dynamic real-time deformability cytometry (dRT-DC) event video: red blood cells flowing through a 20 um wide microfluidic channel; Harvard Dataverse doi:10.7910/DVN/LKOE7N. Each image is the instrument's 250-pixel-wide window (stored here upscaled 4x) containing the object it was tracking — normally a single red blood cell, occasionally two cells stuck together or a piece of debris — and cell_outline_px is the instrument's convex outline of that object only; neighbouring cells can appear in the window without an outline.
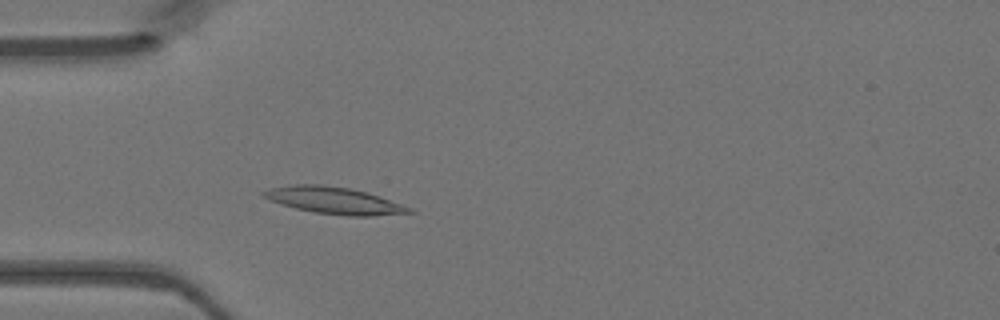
{"species": "Egyptian fruit bat (a non-hibernating species)", "species_latin": "Rousettus aegyptiacus", "temperature_condition": "warm", "stored_images_in_passage": 45, "camera_frame_rate_fps": 3000, "um_per_image_px": 0.085, "animal": {"sex": "female"}, "frame": {"image": 1, "passage_image": 11, "time_ms": 3.333, "image_size_px": [1000, 320], "cell_outline_px": [[416, 212], [372, 216], [348, 216], [312, 212], [296, 208], [272, 200], [264, 196], [260, 192], [272, 188], [292, 184], [320, 184], [348, 188], [364, 192], [412, 208]], "centroid_in_image_um": [28.4, 17.05], "position_along_channel_um": 56.6, "area_um2": 22.25}}
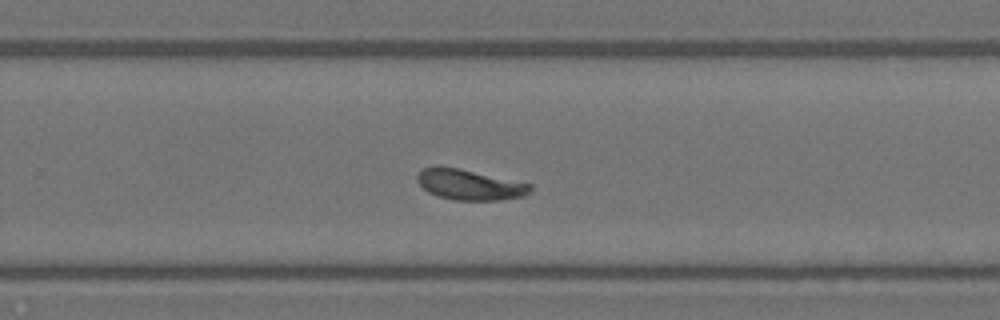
{"frame": {"image": 2, "passage_image": 28, "time_ms": 9.0, "image_size_px": [1000, 320], "cell_outline_px": [[532, 192], [524, 196], [504, 200], [452, 200], [436, 196], [428, 192], [416, 180], [416, 176], [420, 168], [460, 168], [532, 184]], "centroid_in_image_um": [39.95, 15.72], "position_along_channel_um": 289.8, "area_um2": 20.11}}
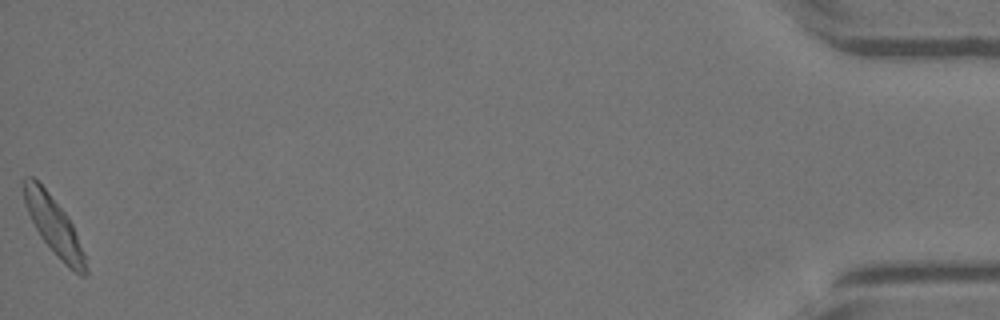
{"frame": {"image": 3, "passage_image": 45, "time_ms": 14.667, "image_size_px": [1000, 320], "cell_outline_px": [[88, 276], [80, 276], [68, 268], [60, 260], [40, 236], [28, 212], [24, 200], [24, 176], [32, 176], [48, 192], [68, 216], [72, 224], [84, 252], [88, 268]], "centroid_in_image_um": [4.63, 19.26], "position_along_channel_um": 430.6, "area_um2": 20.58}}